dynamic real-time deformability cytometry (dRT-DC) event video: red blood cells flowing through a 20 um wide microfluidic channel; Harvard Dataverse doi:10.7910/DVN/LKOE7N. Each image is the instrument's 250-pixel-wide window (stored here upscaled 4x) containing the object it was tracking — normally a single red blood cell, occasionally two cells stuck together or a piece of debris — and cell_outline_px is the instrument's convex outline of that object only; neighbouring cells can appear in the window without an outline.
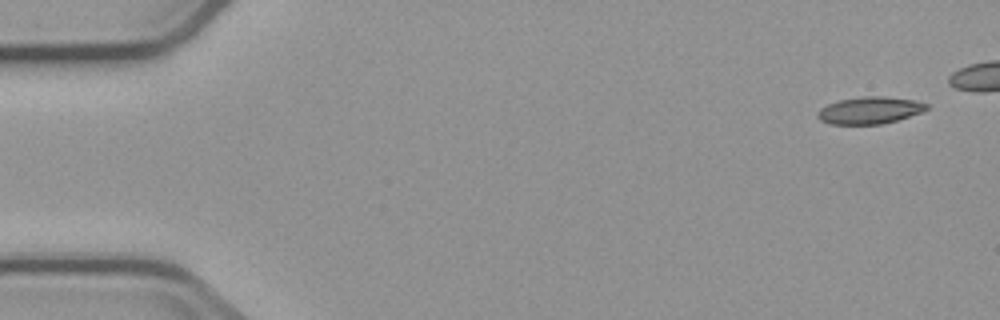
{"species": "common noctule bat (a hibernating species)", "species_latin": "Nyctalus noctula", "temperature_condition": "cold", "stored_images_in_passage": 7, "camera_frame_rate_fps": 3000, "um_per_image_px": 0.085, "animal": {"sex": "male", "body_mass_g": 23.1, "forearm_length_mm": 52.7}, "frame": {"image": 1, "passage_image": 1, "time_ms": 0.0, "image_size_px": [1000, 320], "cell_outline_px": [[928, 108], [920, 112], [896, 120], [880, 124], [828, 124], [820, 120], [816, 116], [820, 108], [828, 104], [840, 100], [864, 96], [884, 96], [916, 100], [928, 104]], "centroid_in_image_um": [73.9, 9.37], "position_along_channel_um": 11.1, "area_um2": 17.05}}
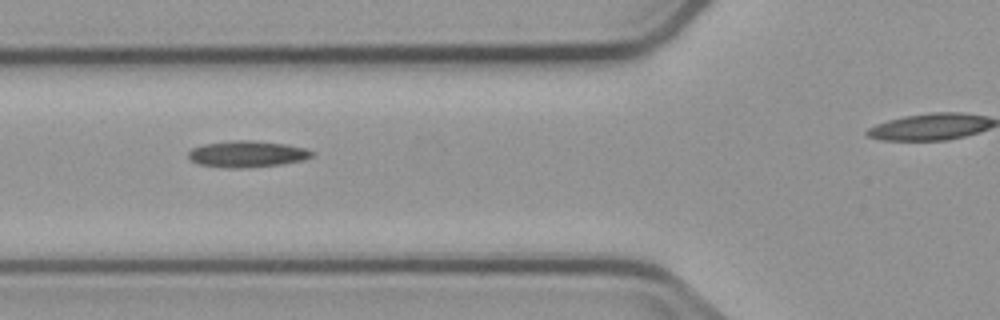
{"frame": {"image": 2, "passage_image": 6, "time_ms": 6.0, "image_size_px": [1000, 320], "cell_outline_px": [[316, 152], [312, 156], [304, 160], [280, 164], [248, 168], [224, 168], [196, 164], [188, 156], [188, 152], [192, 148], [204, 144], [232, 140], [248, 140], [284, 144], [304, 148]], "centroid_in_image_um": [20.98, 13.1], "position_along_channel_um": 104.8, "area_um2": 19.07}}